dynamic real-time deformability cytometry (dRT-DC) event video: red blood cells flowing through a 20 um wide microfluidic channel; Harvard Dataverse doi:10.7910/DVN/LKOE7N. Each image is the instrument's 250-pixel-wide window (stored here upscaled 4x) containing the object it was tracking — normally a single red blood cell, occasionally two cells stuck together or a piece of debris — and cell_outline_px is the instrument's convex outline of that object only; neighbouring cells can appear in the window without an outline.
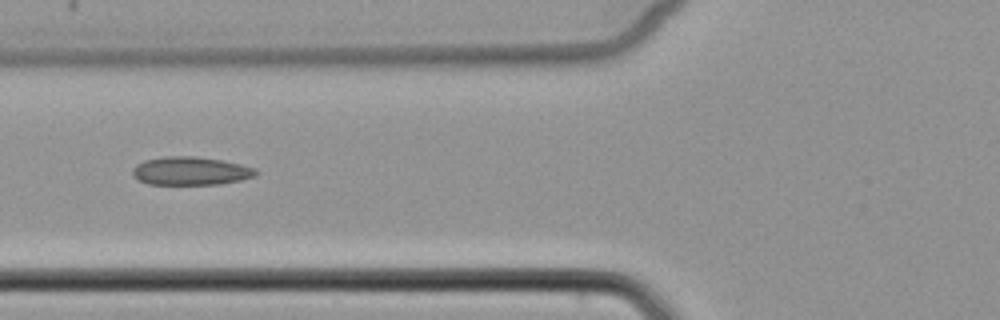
{"species": "common noctule bat (a hibernating species)", "species_latin": "Nyctalus noctula", "temperature_condition": "cold", "stored_images_in_passage": 6, "camera_frame_rate_fps": 3000, "um_per_image_px": 0.085, "animal": {"sex": "female", "body_mass_g": 22.7, "forearm_length_mm": 54.2}, "frame": {"image": 1, "passage_image": 5, "time_ms": 5.667, "image_size_px": [1000, 320], "cell_outline_px": [[256, 176], [240, 180], [220, 184], [148, 184], [132, 176], [132, 168], [136, 164], [144, 160], [164, 156], [196, 156], [220, 160], [240, 164], [256, 168]], "centroid_in_image_um": [16.17, 14.52], "position_along_channel_um": 109.6, "area_um2": 20.35}}
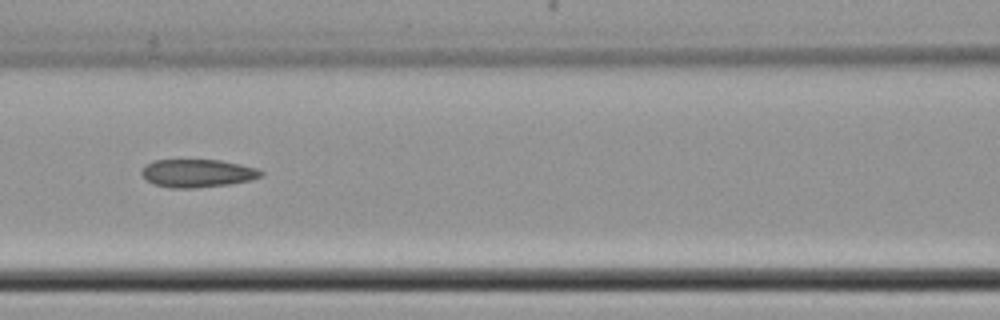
{"frame": {"image": 2, "passage_image": 6, "time_ms": 6.667, "image_size_px": [1000, 320], "cell_outline_px": [[264, 172], [260, 176], [252, 180], [228, 184], [196, 188], [168, 188], [152, 184], [140, 172], [144, 164], [152, 160], [220, 160], [240, 164], [256, 168]], "centroid_in_image_um": [16.74, 14.72], "position_along_channel_um": 149.9, "area_um2": 19.59}}